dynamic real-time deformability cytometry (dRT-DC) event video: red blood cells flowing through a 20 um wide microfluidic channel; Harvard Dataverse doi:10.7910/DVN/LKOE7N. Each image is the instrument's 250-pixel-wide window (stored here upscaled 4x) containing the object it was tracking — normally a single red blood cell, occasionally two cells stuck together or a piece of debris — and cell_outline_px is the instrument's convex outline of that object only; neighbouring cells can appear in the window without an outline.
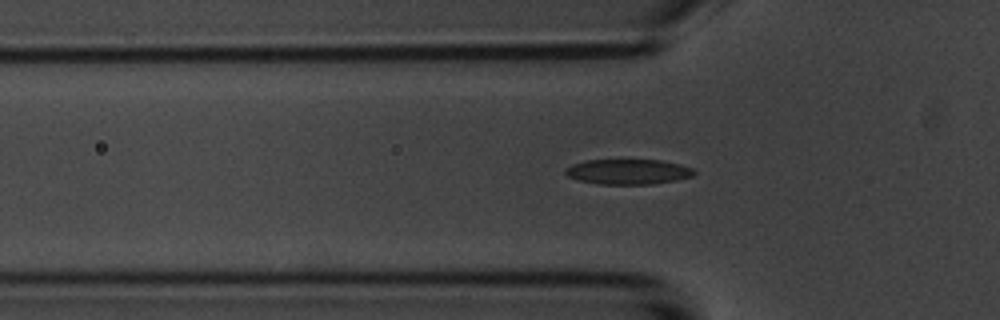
{"species": "common noctule bat (a hibernating species)", "species_latin": "Nyctalus noctula", "temperature_condition": "room temperature", "stored_images_in_passage": 5, "camera_frame_rate_fps": 3000, "um_per_image_px": 0.085, "animal": {"sex": "male", "body_mass_g": 20.1, "forearm_length_mm": 53.5}, "frame": {"image": 1, "passage_image": 5, "time_ms": 5.333, "image_size_px": [1000, 320], "cell_outline_px": [[696, 172], [692, 176], [676, 180], [652, 184], [600, 184], [580, 180], [568, 176], [564, 172], [572, 164], [584, 160], [660, 160], [680, 164], [692, 168]], "centroid_in_image_um": [53.41, 14.59], "position_along_channel_um": 72.4, "area_um2": 18.73}}